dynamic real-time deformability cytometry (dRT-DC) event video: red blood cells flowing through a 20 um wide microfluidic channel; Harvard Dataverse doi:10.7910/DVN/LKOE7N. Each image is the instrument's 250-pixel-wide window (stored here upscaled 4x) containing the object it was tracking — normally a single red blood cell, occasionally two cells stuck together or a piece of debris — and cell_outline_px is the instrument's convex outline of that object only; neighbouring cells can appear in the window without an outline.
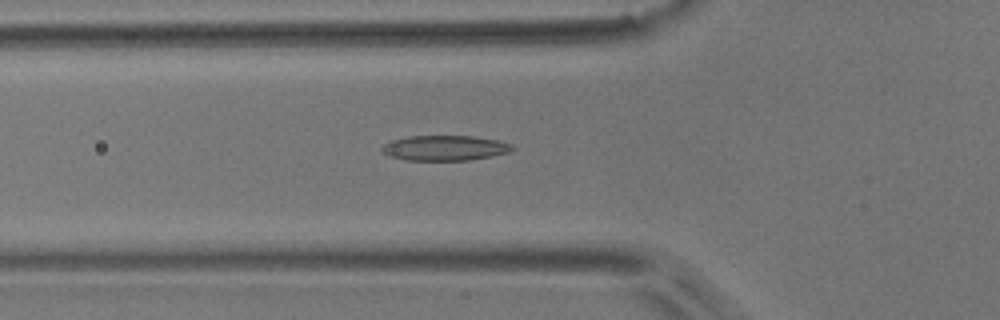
{"species": "common noctule bat (a hibernating species)", "species_latin": "Nyctalus noctula", "temperature_condition": "room temperature", "stored_images_in_passage": 39, "camera_frame_rate_fps": 3000, "um_per_image_px": 0.085, "animal": {"sex": "male", "body_mass_g": 17.9}, "frame": {"image": 1, "passage_image": 4, "time_ms": 1.0, "image_size_px": [1000, 320], "cell_outline_px": [[516, 148], [508, 152], [492, 156], [468, 160], [404, 160], [388, 156], [380, 148], [384, 144], [392, 140], [408, 136], [472, 136], [496, 140], [512, 144]], "centroid_in_image_um": [37.79, 12.58], "position_along_channel_um": 88.0, "area_um2": 19.07}}
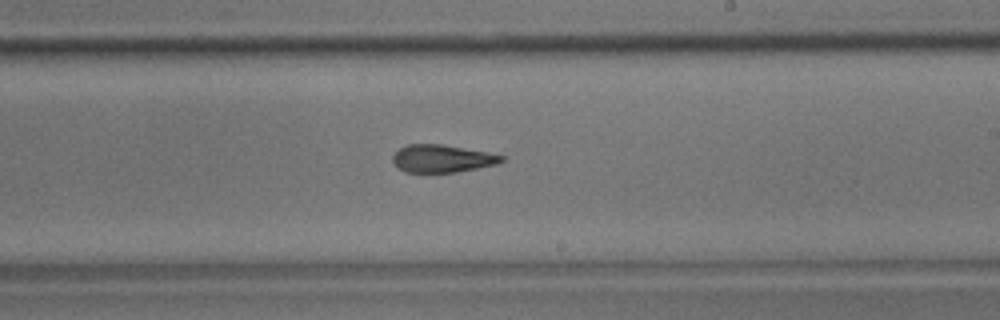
{"frame": {"image": 2, "passage_image": 17, "time_ms": 5.333, "image_size_px": [1000, 320], "cell_outline_px": [[504, 160], [496, 164], [456, 172], [404, 172], [392, 160], [392, 156], [400, 148], [408, 144], [440, 144], [488, 152], [504, 156]], "centroid_in_image_um": [37.57, 13.47], "position_along_channel_um": 251.4, "area_um2": 17.28}}
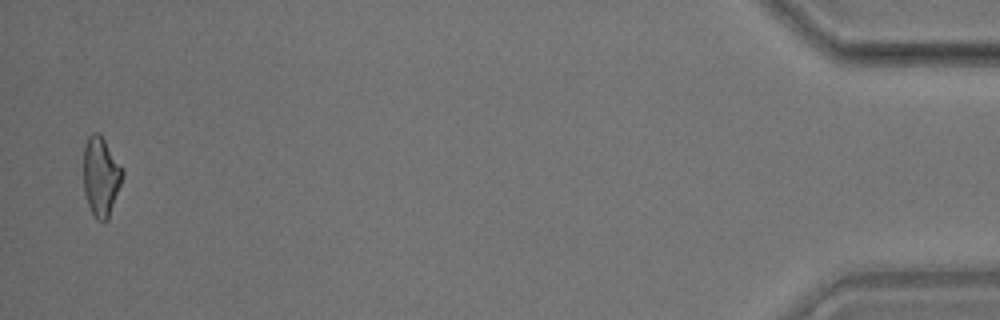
{"frame": {"image": 3, "passage_image": 38, "time_ms": 12.333, "image_size_px": [1000, 320], "cell_outline_px": [[124, 176], [108, 220], [96, 220], [88, 204], [84, 192], [84, 144], [88, 136], [92, 132], [100, 132], [124, 172]], "centroid_in_image_um": [8.58, 14.98], "position_along_channel_um": 426.6, "area_um2": 18.03}, "authors_computed_cell_mechanics": {"area_um2": 18.1492, "velocity_mm_per_s": 3.7534, "shape_relaxation_time_tau1_ms": 10.8766, "shape_relaxation_time_tau2_ms": 3.0028, "deformation_change_tau1": 0.2556, "deformation_change_tau2": 0.1201}}